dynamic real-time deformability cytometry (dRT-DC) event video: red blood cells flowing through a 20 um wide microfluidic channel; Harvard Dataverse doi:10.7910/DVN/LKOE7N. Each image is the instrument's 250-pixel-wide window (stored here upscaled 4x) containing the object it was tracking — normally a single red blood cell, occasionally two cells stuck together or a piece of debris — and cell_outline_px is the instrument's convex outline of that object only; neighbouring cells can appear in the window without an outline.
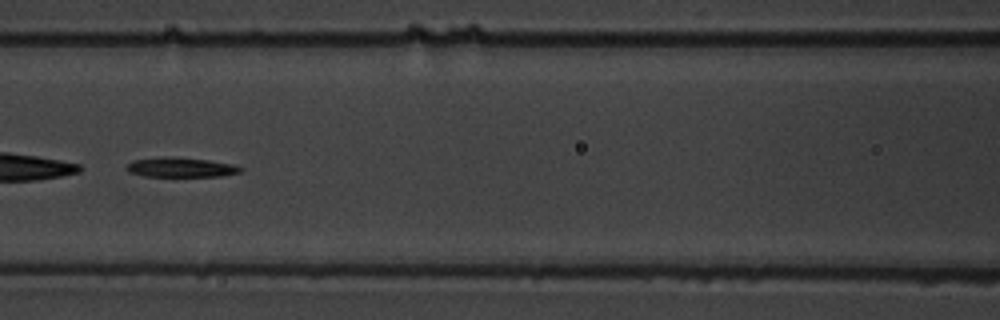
{"species": "common noctule bat (a hibernating species)", "species_latin": "Nyctalus noctula", "temperature_condition": "warm", "stored_images_in_passage": 15, "camera_frame_rate_fps": 3000, "um_per_image_px": 0.085, "animal": {"sex": "male", "body_mass_g": 19.5, "forearm_length_mm": 54.6}, "frame": {"image": 1, "passage_image": 7, "time_ms": 7.667, "image_size_px": [1000, 320], "cell_outline_px": [[244, 168], [240, 172], [220, 176], [144, 176], [128, 172], [124, 168], [132, 160], [164, 156], [208, 160], [236, 164]], "centroid_in_image_um": [15.36, 14.22], "position_along_channel_um": 151.2, "area_um2": 13.12}}
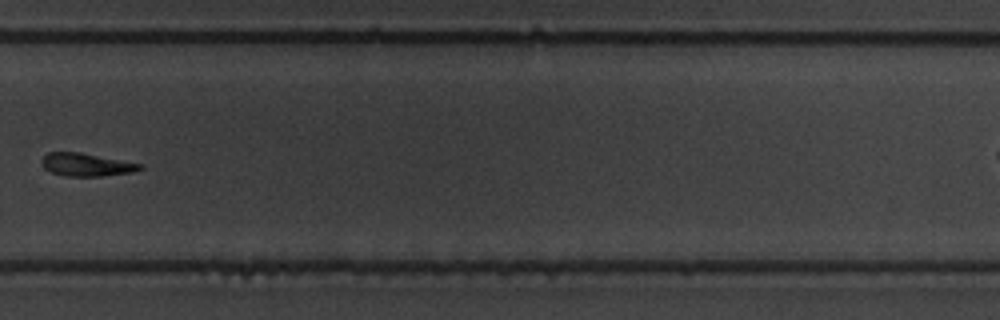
{"frame": {"image": 2, "passage_image": 11, "time_ms": 12.667, "image_size_px": [1000, 320], "cell_outline_px": [[144, 168], [132, 172], [100, 176], [64, 176], [52, 172], [44, 168], [40, 160], [48, 152], [80, 152], [144, 164]], "centroid_in_image_um": [7.35, 13.99], "position_along_channel_um": 322.4, "area_um2": 13.18}}
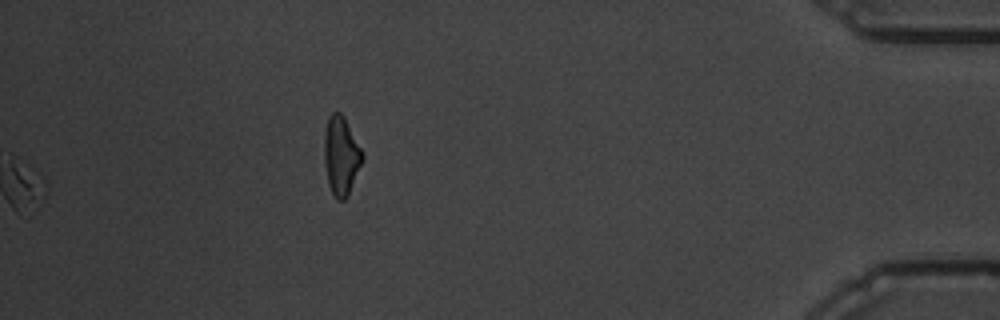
{"frame": {"image": 3, "passage_image": 15, "time_ms": 19.0, "image_size_px": [1000, 320], "cell_outline_px": [[364, 156], [348, 192], [344, 200], [336, 200], [328, 184], [324, 164], [324, 132], [328, 116], [332, 112], [340, 112], [344, 116], [364, 152]], "centroid_in_image_um": [28.97, 13.17], "position_along_channel_um": 406.2, "area_um2": 17.46}}